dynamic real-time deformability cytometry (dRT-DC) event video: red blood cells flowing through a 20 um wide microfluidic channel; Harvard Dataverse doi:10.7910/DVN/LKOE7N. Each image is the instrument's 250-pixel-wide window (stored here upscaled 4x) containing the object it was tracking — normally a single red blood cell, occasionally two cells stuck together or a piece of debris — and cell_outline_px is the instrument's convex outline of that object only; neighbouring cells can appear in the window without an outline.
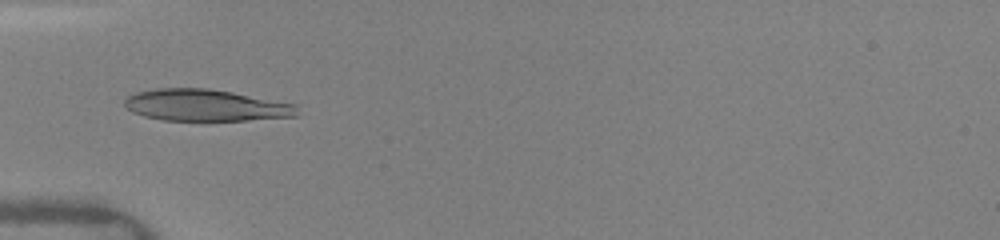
{"species": "human", "species_latin": "Homo sapiens", "temperature_condition": "warm", "stored_images_in_passage": 8, "camera_frame_rate_fps": 3000, "um_per_image_px": 0.085, "donor": {"sex": "female"}, "frame": {"image": 1, "passage_image": 7, "time_ms": 5.0, "image_size_px": [1000, 240], "cell_outline_px": [[296, 116], [244, 120], [164, 120], [144, 116], [132, 112], [124, 104], [124, 100], [128, 96], [136, 92], [156, 88], [208, 88], [232, 92], [296, 104]], "centroid_in_image_um": [17.44, 8.94], "position_along_channel_um": 67.6, "area_um2": 31.62}}